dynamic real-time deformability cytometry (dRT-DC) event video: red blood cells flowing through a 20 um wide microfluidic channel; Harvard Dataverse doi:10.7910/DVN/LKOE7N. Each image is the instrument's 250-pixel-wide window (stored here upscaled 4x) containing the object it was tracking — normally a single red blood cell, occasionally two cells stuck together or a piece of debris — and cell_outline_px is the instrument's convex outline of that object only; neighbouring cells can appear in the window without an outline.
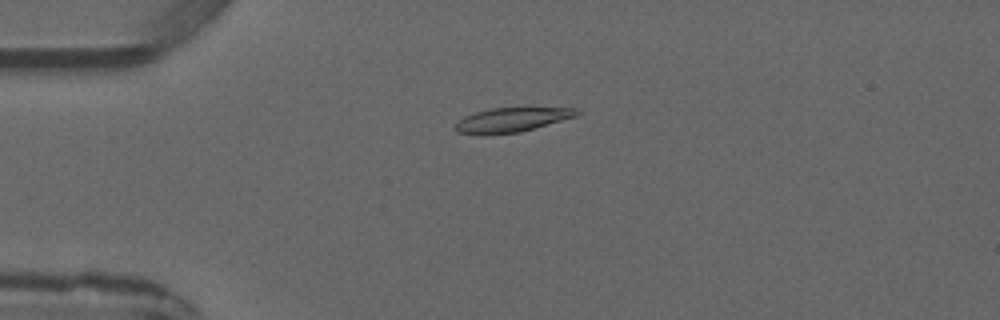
{"species": "common noctule bat (a hibernating species)", "species_latin": "Nyctalus noctula", "temperature_condition": "warm", "stored_images_in_passage": 3, "camera_frame_rate_fps": 3000, "um_per_image_px": 0.085, "animal": {"sex": "male", "forearm_length_mm": 52.5}, "frame": {"image": 1, "passage_image": 2, "time_ms": 1.333, "image_size_px": [1000, 320], "cell_outline_px": [[580, 116], [520, 132], [484, 136], [456, 132], [452, 128], [464, 116], [476, 112], [492, 108], [576, 108], [580, 112]], "centroid_in_image_um": [43.49, 10.21], "position_along_channel_um": 41.5, "area_um2": 17.57}}
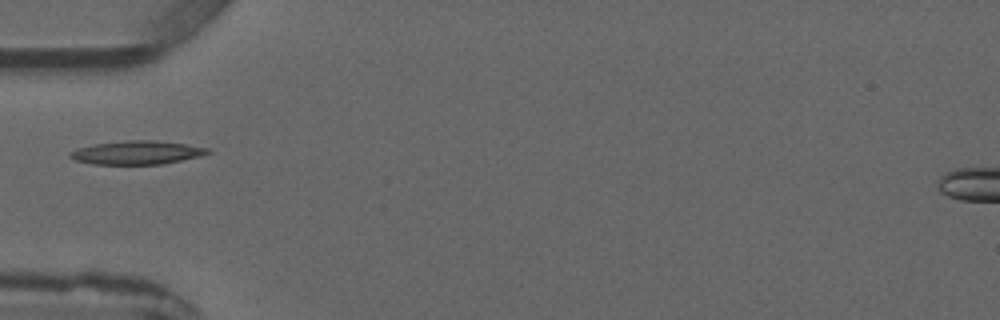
{"frame": {"image": 2, "passage_image": 3, "time_ms": 2.667, "image_size_px": [1000, 320], "cell_outline_px": [[212, 152], [200, 156], [160, 164], [92, 164], [76, 160], [68, 156], [68, 152], [92, 144], [124, 140], [156, 140], [184, 144], [208, 148]], "centroid_in_image_um": [11.61, 12.96], "position_along_channel_um": 73.4, "area_um2": 18.79}}